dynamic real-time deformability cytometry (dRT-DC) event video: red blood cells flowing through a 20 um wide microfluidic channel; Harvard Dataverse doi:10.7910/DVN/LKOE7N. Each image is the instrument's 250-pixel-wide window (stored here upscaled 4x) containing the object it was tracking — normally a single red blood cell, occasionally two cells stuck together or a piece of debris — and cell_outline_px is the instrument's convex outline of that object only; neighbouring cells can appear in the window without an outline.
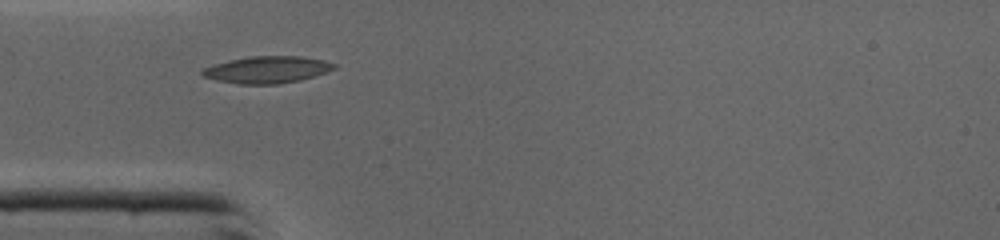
{"species": "common noctule bat (a hibernating species)", "species_latin": "Nyctalus noctula", "temperature_condition": "cold", "stored_images_in_passage": 33, "camera_frame_rate_fps": 3000, "um_per_image_px": 0.085, "animal": {"sex": "male", "body_mass_g": 19.0, "forearm_length_mm": 50.8}, "frame": {"image": 1, "passage_image": 1, "time_ms": 0.0, "image_size_px": [1000, 240], "cell_outline_px": [[336, 68], [300, 80], [276, 84], [240, 84], [216, 80], [204, 76], [200, 72], [204, 68], [228, 60], [248, 56], [300, 56], [324, 60], [336, 64]], "centroid_in_image_um": [22.69, 5.91], "position_along_channel_um": 62.3, "area_um2": 20.46}}
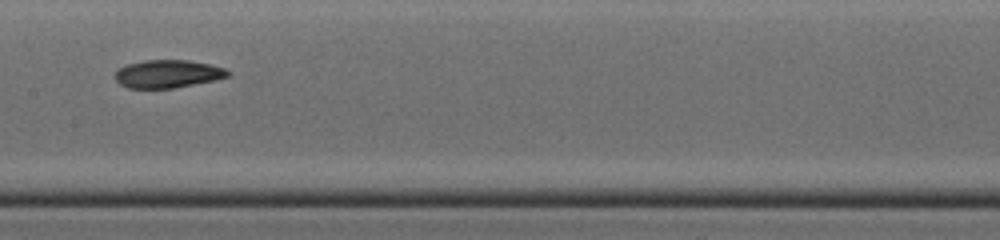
{"frame": {"image": 2, "passage_image": 10, "time_ms": 3.0, "image_size_px": [1000, 240], "cell_outline_px": [[232, 72], [228, 76], [216, 80], [172, 88], [128, 88], [120, 84], [116, 80], [116, 72], [120, 68], [128, 64], [144, 60], [188, 60], [208, 64], [224, 68]], "centroid_in_image_um": [14.28, 6.28], "position_along_channel_um": 193.1, "area_um2": 18.21}}
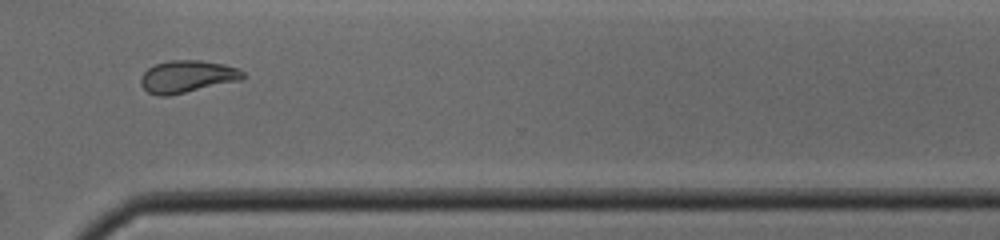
{"frame": {"image": 3, "passage_image": 21, "time_ms": 6.667, "image_size_px": [1000, 240], "cell_outline_px": [[248, 76], [240, 80], [168, 96], [156, 96], [148, 92], [140, 84], [140, 76], [148, 68], [156, 64], [168, 60], [200, 60], [224, 64], [236, 68], [244, 72]], "centroid_in_image_um": [15.9, 6.5], "position_along_channel_um": 354.7, "area_um2": 19.25}, "authors_computed_cell_mechanics": {"area_um2": 19.2474, "velocity_mm_per_s": 4.3833, "shape_relaxation_time_tau1_ms": 6.495, "shape_relaxation_time_tau2_ms": 2.6589, "deformation_change_tau1": 0.1854, "deformation_change_tau2": 0.0771}}